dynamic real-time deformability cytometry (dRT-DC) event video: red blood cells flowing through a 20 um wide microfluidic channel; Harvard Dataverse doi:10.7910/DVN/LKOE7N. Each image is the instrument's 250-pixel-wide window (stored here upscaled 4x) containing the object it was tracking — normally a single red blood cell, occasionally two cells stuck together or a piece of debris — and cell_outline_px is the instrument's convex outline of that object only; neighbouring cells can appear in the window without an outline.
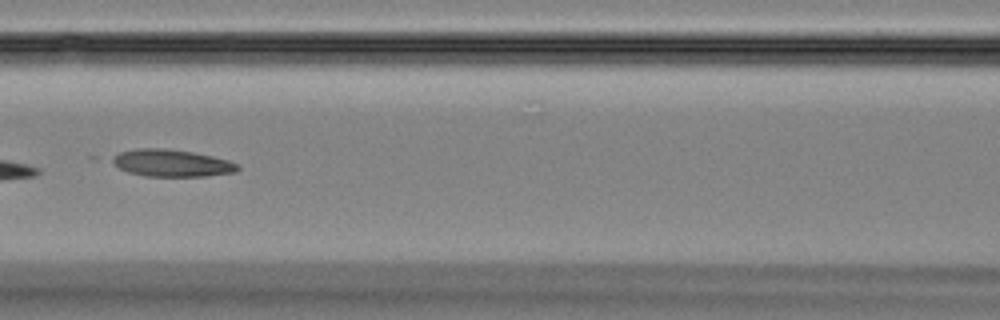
{"species": "Egyptian fruit bat (a non-hibernating species)", "species_latin": "Rousettus aegyptiacus", "temperature_condition": "room temperature", "stored_images_in_passage": 7, "camera_frame_rate_fps": 3000, "um_per_image_px": 0.085, "animal": {"sex": "female"}, "frame": {"image": 1, "passage_image": 7, "time_ms": 7.0, "image_size_px": [1000, 320], "cell_outline_px": [[240, 168], [236, 172], [208, 176], [144, 176], [128, 172], [120, 168], [108, 160], [112, 156], [120, 152], [136, 148], [164, 148], [192, 152], [212, 156], [228, 160], [240, 164]], "centroid_in_image_um": [14.59, 13.86], "position_along_channel_um": 152.0, "area_um2": 20.0}}